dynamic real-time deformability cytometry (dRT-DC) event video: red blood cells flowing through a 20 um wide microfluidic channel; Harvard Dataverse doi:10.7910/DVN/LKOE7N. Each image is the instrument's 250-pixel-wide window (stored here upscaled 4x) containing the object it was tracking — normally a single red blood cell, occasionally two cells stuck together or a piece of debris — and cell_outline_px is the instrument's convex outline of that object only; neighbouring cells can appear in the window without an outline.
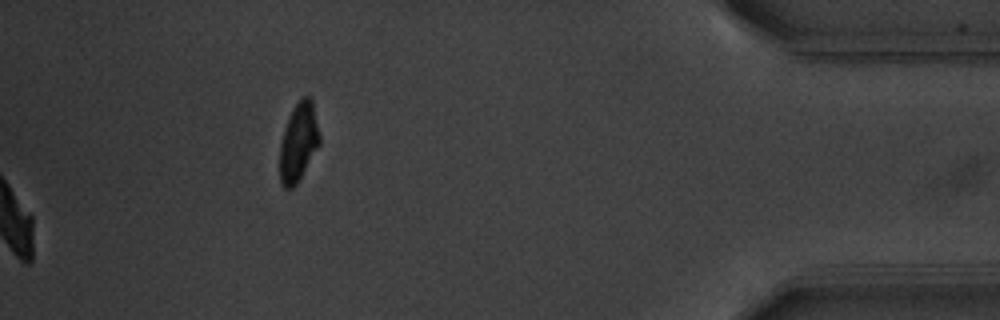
{"species": "common noctule bat (a hibernating species)", "species_latin": "Nyctalus noctula", "temperature_condition": "warm", "stored_images_in_passage": 56, "camera_frame_rate_fps": 3000, "um_per_image_px": 0.085, "animal": {"sex": "male", "body_mass_g": 20.1, "forearm_length_mm": 53.5}, "frame": {"image": 1, "passage_image": 56, "time_ms": 18.333, "image_size_px": [1000, 320], "cell_outline_px": [[320, 144], [296, 184], [292, 188], [284, 188], [280, 184], [280, 144], [292, 108], [300, 96], [308, 96], [312, 100], [320, 136]], "centroid_in_image_um": [25.37, 12.07], "position_along_channel_um": 409.8, "area_um2": 18.03}, "authors_computed_cell_mechanics": {"area_um2": 20.5768, "velocity_mm_per_s": 3.7062, "shape_relaxation_time_tau1_ms": 2.1729, "shape_relaxation_time_tau2_ms": 5.4535, "deformation_change_tau1": 0.1273, "deformation_change_tau2": 0.0973}}